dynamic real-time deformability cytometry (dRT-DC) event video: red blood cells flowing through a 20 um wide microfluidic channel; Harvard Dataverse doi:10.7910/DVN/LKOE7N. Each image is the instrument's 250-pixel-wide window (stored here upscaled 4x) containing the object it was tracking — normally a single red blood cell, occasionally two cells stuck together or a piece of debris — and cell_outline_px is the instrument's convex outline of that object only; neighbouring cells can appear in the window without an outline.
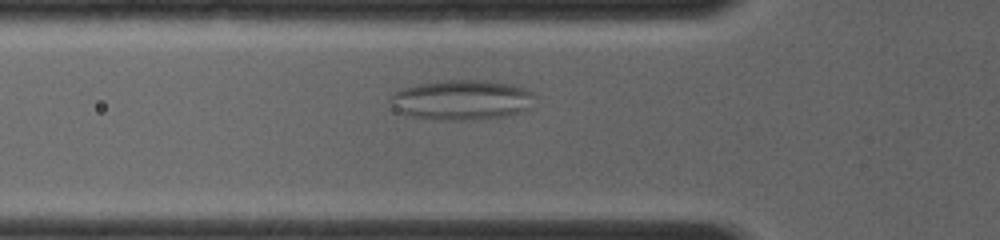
{"species": "common noctule bat (a hibernating species)", "species_latin": "Nyctalus noctula", "temperature_condition": "room temperature", "stored_images_in_passage": 8, "camera_frame_rate_fps": 4000, "um_per_image_px": 0.085, "animal": {"sex": "female", "body_mass_g": 19.0, "forearm_length_mm": 56.7}, "frame": {"image": 1, "passage_image": 5, "time_ms": 2.25, "image_size_px": [1000, 240], "cell_outline_px": [[536, 96], [532, 108], [520, 112], [504, 116], [476, 120], [448, 120], [412, 116], [400, 112], [392, 108], [388, 100], [396, 92], [404, 88], [420, 84], [444, 80], [492, 80], [512, 84], [524, 88], [532, 92]], "centroid_in_image_um": [39.31, 8.49], "position_along_channel_um": 86.5, "area_um2": 33.87}}
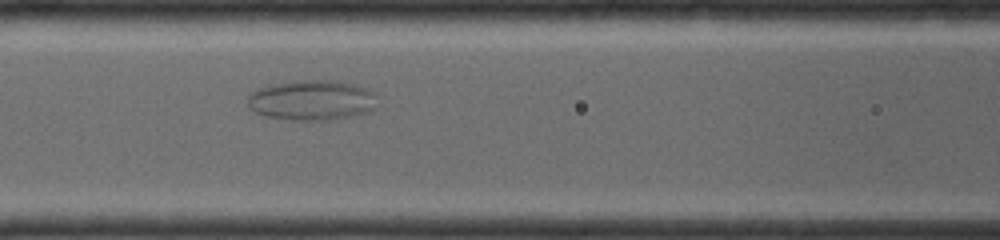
{"frame": {"image": 2, "passage_image": 8, "time_ms": 3.5, "image_size_px": [1000, 240], "cell_outline_px": [[376, 108], [368, 112], [336, 120], [292, 120], [264, 116], [252, 112], [248, 108], [248, 96], [256, 88], [296, 80], [332, 80], [356, 84], [368, 88], [376, 92]], "centroid_in_image_um": [26.53, 8.52], "position_along_channel_um": 140.1, "area_um2": 30.98}}